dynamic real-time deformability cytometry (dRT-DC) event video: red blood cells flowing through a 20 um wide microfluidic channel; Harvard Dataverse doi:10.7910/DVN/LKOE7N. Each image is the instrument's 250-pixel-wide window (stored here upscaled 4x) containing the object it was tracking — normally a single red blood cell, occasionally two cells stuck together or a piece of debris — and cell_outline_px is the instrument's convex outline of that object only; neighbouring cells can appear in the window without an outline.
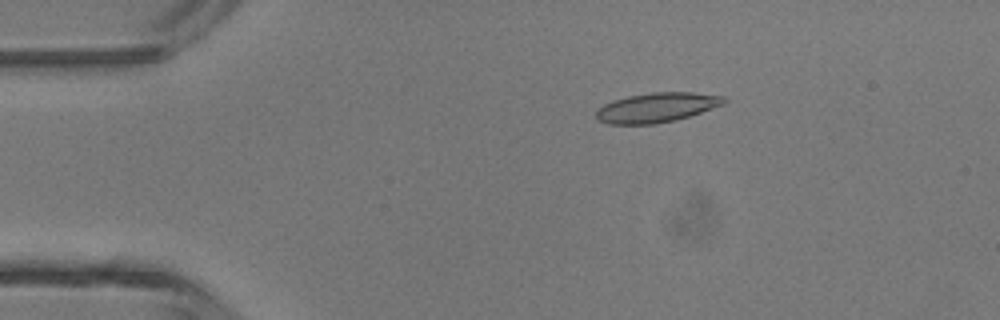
{"species": "common noctule bat (a hibernating species)", "species_latin": "Nyctalus noctula", "temperature_condition": "room temperature", "stored_images_in_passage": 5, "camera_frame_rate_fps": 3000, "um_per_image_px": 0.085, "animal": {"sex": "male", "body_mass_g": 13.3}, "frame": {"image": 1, "passage_image": 5, "time_ms": 1.333, "image_size_px": [1000, 320], "cell_outline_px": [[728, 100], [724, 104], [676, 120], [656, 124], [608, 124], [600, 120], [596, 116], [596, 112], [604, 104], [612, 100], [628, 96], [652, 92], [692, 92], [724, 96]], "centroid_in_image_um": [55.84, 9.13], "position_along_channel_um": 29.2, "area_um2": 21.96}}